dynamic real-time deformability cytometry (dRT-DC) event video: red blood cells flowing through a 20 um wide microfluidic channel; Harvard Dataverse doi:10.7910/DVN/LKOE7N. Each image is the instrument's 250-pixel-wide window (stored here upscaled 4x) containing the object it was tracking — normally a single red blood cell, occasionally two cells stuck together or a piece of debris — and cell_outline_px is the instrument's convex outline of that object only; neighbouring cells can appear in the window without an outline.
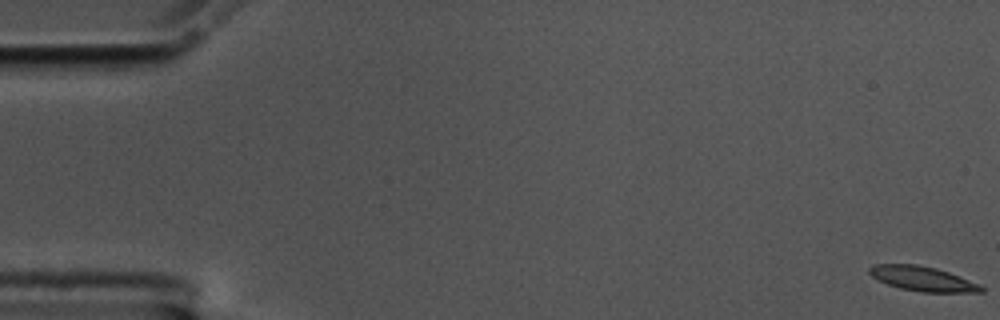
{"species": "common noctule bat (a hibernating species)", "species_latin": "Nyctalus noctula", "temperature_condition": "cold", "stored_images_in_passage": 58, "camera_frame_rate_fps": 3000, "um_per_image_px": 0.085, "animal": {"sex": "male", "body_mass_g": 17.5, "forearm_length_mm": 52.3}, "frame": {"image": 1, "passage_image": 1, "time_ms": 0.0, "image_size_px": [1000, 320], "cell_outline_px": [[984, 292], [924, 292], [900, 288], [876, 280], [868, 272], [868, 268], [872, 264], [916, 264], [936, 268], [948, 272], [980, 284], [984, 288]], "centroid_in_image_um": [78.39, 23.68], "position_along_channel_um": 6.6, "area_um2": 16.07}}
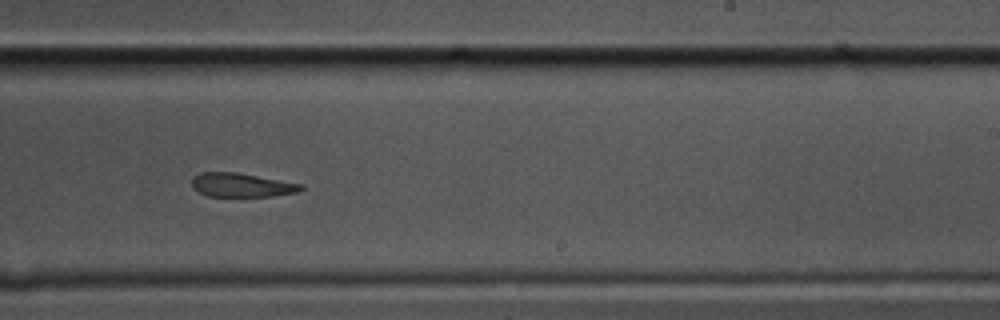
{"frame": {"image": 2, "passage_image": 36, "time_ms": 11.667, "image_size_px": [1000, 320], "cell_outline_px": [[304, 188], [296, 192], [272, 196], [208, 196], [192, 188], [192, 176], [200, 172], [236, 172], [304, 184]], "centroid_in_image_um": [20.52, 15.72], "position_along_channel_um": 268.5, "area_um2": 15.2}}
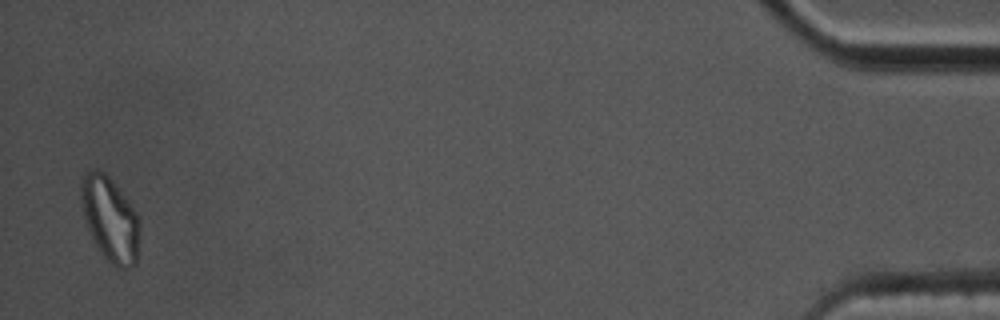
{"frame": {"image": 3, "passage_image": 57, "time_ms": 18.667, "image_size_px": [1000, 320], "cell_outline_px": [[140, 232], [136, 264], [132, 268], [120, 272], [108, 264], [96, 248], [88, 232], [80, 200], [80, 176], [84, 172], [92, 168], [96, 168], [104, 172], [112, 180], [128, 200], [136, 212], [140, 220]], "centroid_in_image_um": [9.34, 18.68], "position_along_channel_um": 425.9, "area_um2": 30.23}, "authors_computed_cell_mechanics": {"area_um2": 16.8776, "velocity_mm_per_s": 3.5136, "shape_relaxation_time_tau1_ms": null, "shape_relaxation_time_tau2_ms": 3.7607, "deformation_change_tau1": null, "deformation_change_tau2": 0.1294}}